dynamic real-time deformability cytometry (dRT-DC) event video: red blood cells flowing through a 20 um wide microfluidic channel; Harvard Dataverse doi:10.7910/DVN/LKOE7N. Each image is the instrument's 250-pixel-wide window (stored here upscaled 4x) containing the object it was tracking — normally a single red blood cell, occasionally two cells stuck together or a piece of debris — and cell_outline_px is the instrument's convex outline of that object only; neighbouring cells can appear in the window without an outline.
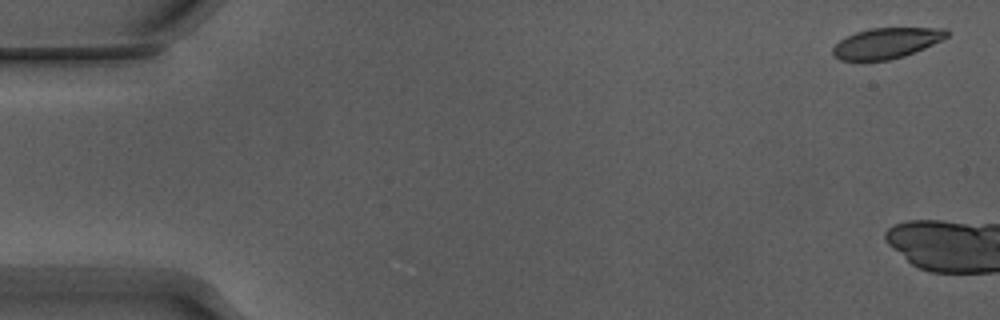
{"species": "Egyptian fruit bat (a non-hibernating species)", "species_latin": "Rousettus aegyptiacus", "temperature_condition": "warm", "stored_images_in_passage": 7, "camera_frame_rate_fps": 3000, "um_per_image_px": 0.085, "animal": {"sex": "male"}, "frame": {"image": 1, "passage_image": 2, "time_ms": 0.333, "image_size_px": [1000, 320], "cell_outline_px": [[948, 36], [924, 48], [904, 56], [888, 60], [840, 60], [832, 56], [832, 48], [840, 40], [856, 32], [868, 28], [948, 28]], "centroid_in_image_um": [75.32, 3.66], "position_along_channel_um": 9.7, "area_um2": 20.17}}